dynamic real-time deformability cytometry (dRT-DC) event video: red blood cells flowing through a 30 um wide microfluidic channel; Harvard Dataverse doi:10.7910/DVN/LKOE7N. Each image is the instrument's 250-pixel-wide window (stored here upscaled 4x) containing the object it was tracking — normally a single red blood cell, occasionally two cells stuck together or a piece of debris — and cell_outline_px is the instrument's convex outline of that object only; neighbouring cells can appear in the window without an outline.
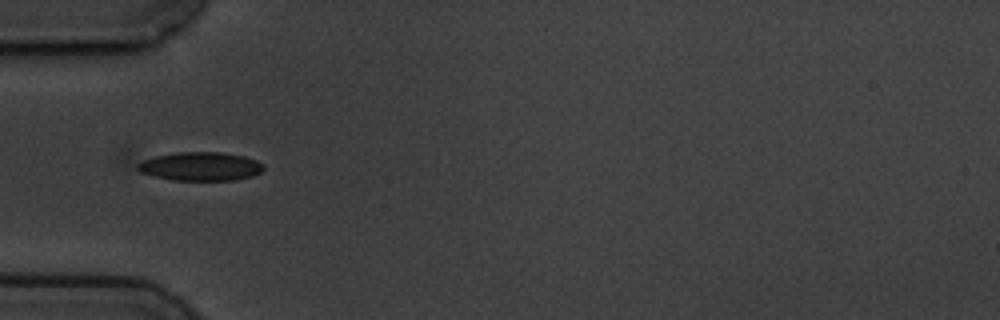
{"species": "common noctule bat (a hibernating species)", "species_latin": "Nyctalus noctula", "temperature_condition": "cold", "stored_images_in_passage": 7, "camera_frame_rate_fps": 3000, "um_per_image_px": 0.085, "animal": {"sex": "male", "body_mass_g": 19.5, "forearm_length_mm": 54.6}, "frame": {"image": 1, "passage_image": 5, "time_ms": 4.333, "image_size_px": [1000, 320], "cell_outline_px": [[264, 168], [260, 172], [252, 176], [236, 180], [172, 180], [140, 172], [120, 164], [116, 160], [116, 156], [124, 148], [128, 148], [220, 152], [244, 156], [256, 160], [264, 164]], "centroid_in_image_um": [16.1, 13.97], "position_along_channel_um": 68.9, "area_um2": 25.89}}
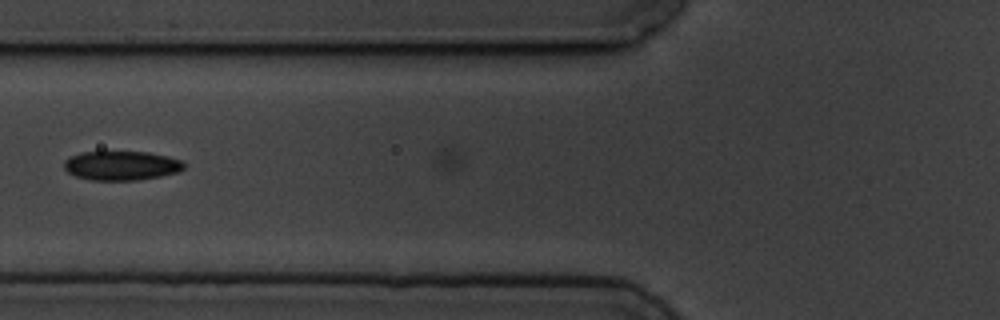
{"frame": {"image": 2, "passage_image": 6, "time_ms": 5.667, "image_size_px": [1000, 320], "cell_outline_px": [[184, 168], [180, 172], [160, 176], [136, 180], [92, 180], [76, 176], [68, 172], [64, 168], [64, 160], [68, 156], [80, 152], [148, 152], [168, 156], [180, 160], [184, 164]], "centroid_in_image_um": [10.3, 14.07], "position_along_channel_um": 115.5, "area_um2": 20.46}}